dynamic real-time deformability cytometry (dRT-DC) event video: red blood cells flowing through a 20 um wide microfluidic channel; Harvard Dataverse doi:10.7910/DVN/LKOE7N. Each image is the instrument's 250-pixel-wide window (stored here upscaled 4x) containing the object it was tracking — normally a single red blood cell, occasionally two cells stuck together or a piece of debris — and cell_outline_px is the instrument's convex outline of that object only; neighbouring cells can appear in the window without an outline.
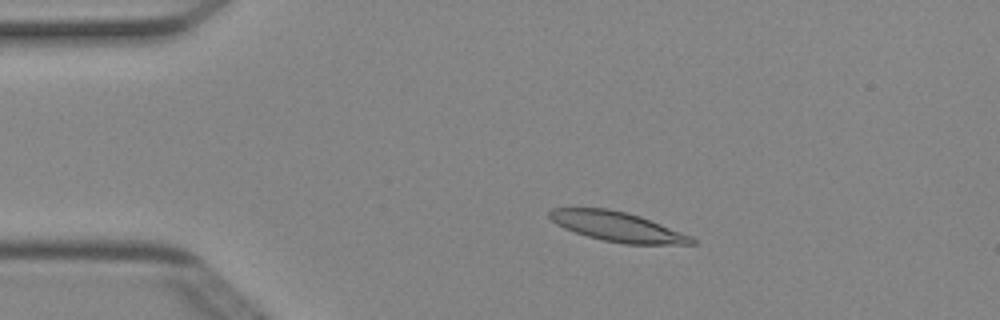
{"species": "Egyptian fruit bat (a non-hibernating species)", "species_latin": "Rousettus aegyptiacus", "temperature_condition": "cold", "stored_images_in_passage": 3, "camera_frame_rate_fps": 3000, "um_per_image_px": 0.085, "animal": {"sex": "female"}, "frame": {"image": 1, "passage_image": 2, "time_ms": 0.333, "image_size_px": [1000, 320], "cell_outline_px": [[696, 244], [624, 244], [604, 240], [588, 236], [564, 228], [556, 224], [548, 216], [548, 212], [552, 208], [608, 208], [628, 212], [640, 216], [692, 236], [696, 240]], "centroid_in_image_um": [52.48, 19.26], "position_along_channel_um": 32.5, "area_um2": 24.51}}
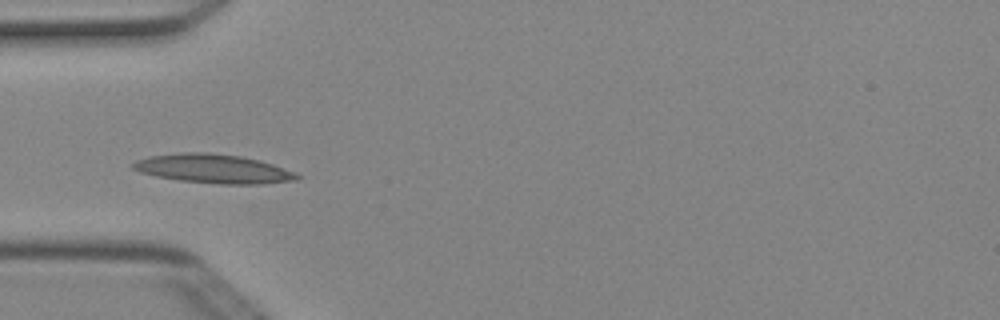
{"frame": {"image": 2, "passage_image": 3, "time_ms": 0.667, "image_size_px": [1000, 320], "cell_outline_px": [[300, 180], [264, 184], [220, 184], [180, 180], [156, 176], [140, 172], [132, 168], [132, 164], [136, 160], [148, 156], [180, 152], [208, 152], [240, 156], [260, 160], [296, 172], [300, 176]], "centroid_in_image_um": [18.17, 14.34], "position_along_channel_um": 66.8, "area_um2": 27.86}}